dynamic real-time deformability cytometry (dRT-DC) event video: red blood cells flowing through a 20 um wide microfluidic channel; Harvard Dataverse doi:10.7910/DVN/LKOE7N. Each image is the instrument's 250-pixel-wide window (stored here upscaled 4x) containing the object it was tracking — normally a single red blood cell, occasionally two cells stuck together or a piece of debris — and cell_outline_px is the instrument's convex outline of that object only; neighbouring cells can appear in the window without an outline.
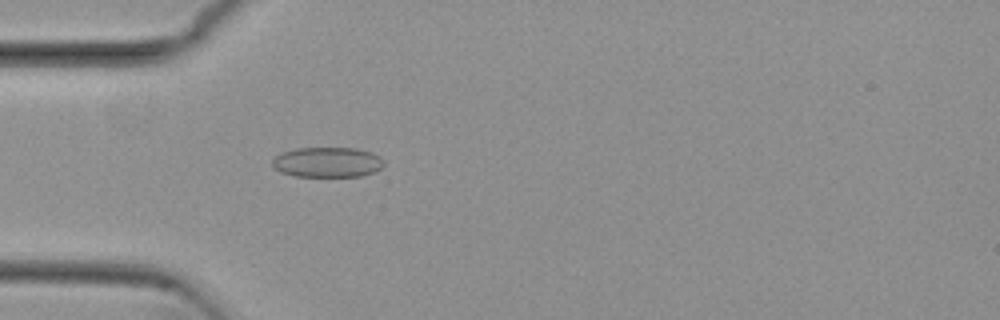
{"species": "common noctule bat (a hibernating species)", "species_latin": "Nyctalus noctula", "temperature_condition": "cold", "stored_images_in_passage": 39, "camera_frame_rate_fps": 3000, "um_per_image_px": 0.085, "animal": {"sex": "female", "body_mass_g": 29.2, "forearm_length_mm": 56.3}, "frame": {"image": 1, "passage_image": 1, "time_ms": 0.0, "image_size_px": [1000, 320], "cell_outline_px": [[384, 164], [380, 168], [372, 172], [360, 176], [296, 176], [280, 172], [272, 164], [272, 160], [280, 152], [296, 148], [356, 148], [372, 152], [380, 156]], "centroid_in_image_um": [27.81, 13.77], "position_along_channel_um": 57.2, "area_um2": 19.54}}
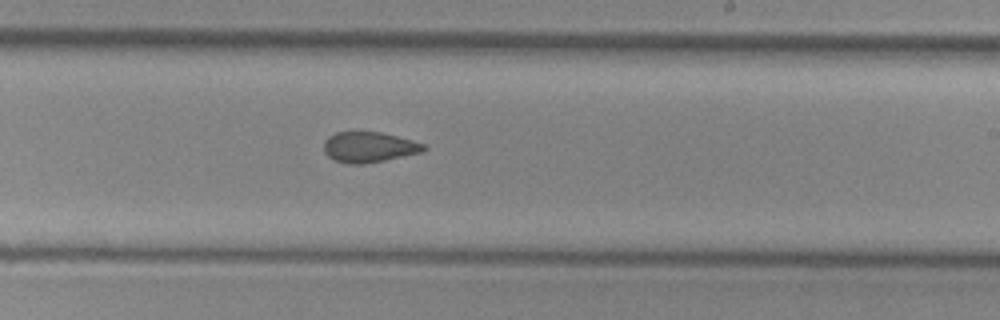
{"frame": {"image": 2, "passage_image": 17, "time_ms": 5.333, "image_size_px": [1000, 320], "cell_outline_px": [[428, 148], [424, 152], [364, 164], [348, 164], [332, 160], [324, 152], [324, 140], [328, 136], [336, 132], [380, 132], [412, 140], [424, 144]], "centroid_in_image_um": [31.35, 12.51], "position_along_channel_um": 257.6, "area_um2": 17.86}}
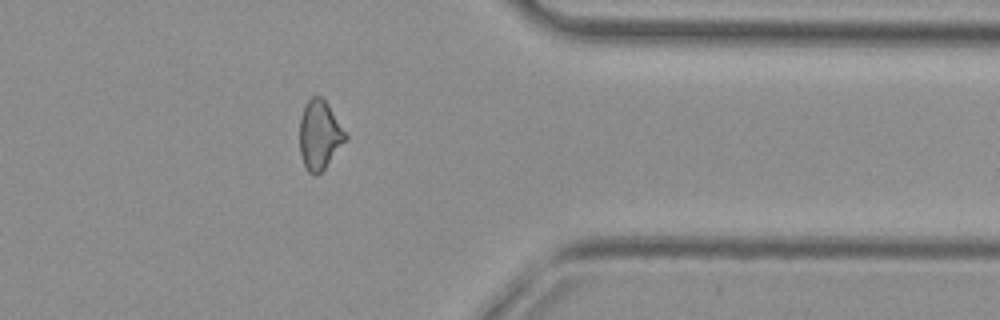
{"frame": {"image": 3, "passage_image": 28, "time_ms": 9.0, "image_size_px": [1000, 320], "cell_outline_px": [[348, 136], [324, 168], [316, 176], [312, 176], [304, 168], [300, 156], [300, 120], [304, 104], [312, 96], [320, 96], [328, 104]], "centroid_in_image_um": [27.12, 11.48], "position_along_channel_um": 384.3, "area_um2": 18.32}, "authors_computed_cell_mechanics": {"area_um2": 18.6116, "velocity_mm_per_s": 3.8374, "shape_relaxation_time_tau1_ms": null, "shape_relaxation_time_tau2_ms": 3.0427, "deformation_change_tau1": null, "deformation_change_tau2": 0.0851}}